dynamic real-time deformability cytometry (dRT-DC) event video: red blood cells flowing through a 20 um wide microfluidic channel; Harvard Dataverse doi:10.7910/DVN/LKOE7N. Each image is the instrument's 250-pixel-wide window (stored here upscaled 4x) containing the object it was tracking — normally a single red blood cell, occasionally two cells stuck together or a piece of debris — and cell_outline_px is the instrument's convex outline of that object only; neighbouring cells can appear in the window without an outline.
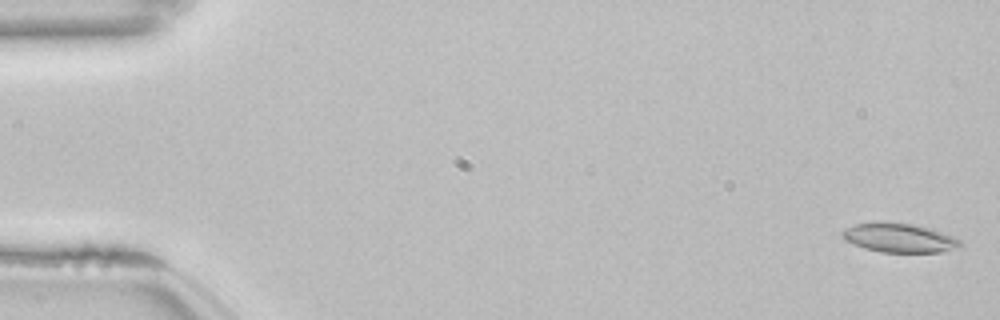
{"species": "common noctule bat (a hibernating species)", "species_latin": "Nyctalus noctula", "temperature_condition": "room temperature", "stored_images_in_passage": 54, "camera_frame_rate_fps": 3000, "um_per_image_px": 0.085, "animal": {"sex": "female", "body_mass_g": 22.7, "forearm_length_mm": 54.2}, "frame": {"image": 1, "passage_image": 2, "time_ms": 0.333, "image_size_px": [1000, 320], "cell_outline_px": [[964, 244], [960, 248], [940, 252], [880, 252], [864, 248], [844, 240], [840, 236], [840, 232], [844, 228], [852, 224], [880, 220], [916, 224], [932, 228], [952, 236], [960, 240]], "centroid_in_image_um": [76.4, 20.19], "position_along_channel_um": 8.6, "area_um2": 20.75}}
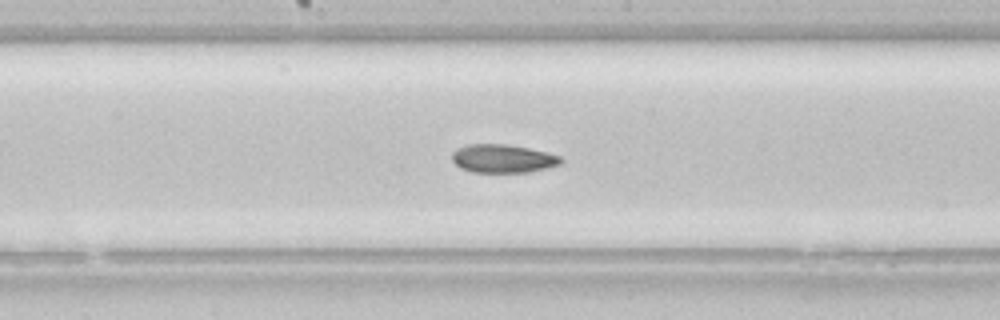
{"frame": {"image": 2, "passage_image": 29, "time_ms": 9.333, "image_size_px": [1000, 320], "cell_outline_px": [[564, 160], [560, 164], [548, 168], [528, 172], [472, 172], [460, 168], [452, 160], [452, 152], [456, 148], [468, 144], [504, 144], [528, 148], [548, 152], [560, 156]], "centroid_in_image_um": [42.74, 13.48], "position_along_channel_um": 205.5, "area_um2": 18.09}}
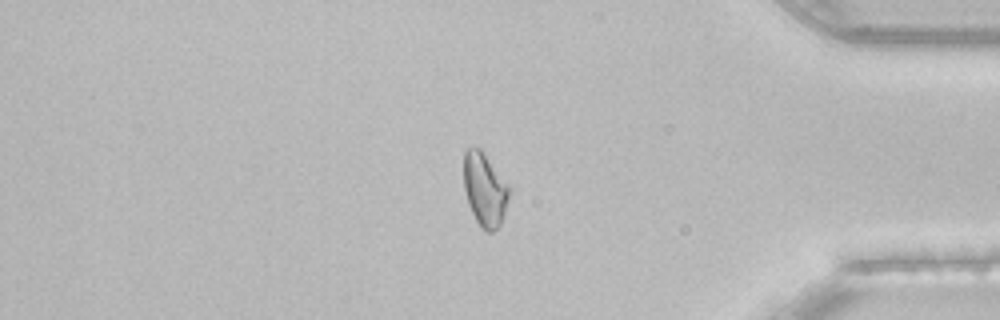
{"frame": {"image": 3, "passage_image": 46, "time_ms": 15.0, "image_size_px": [1000, 320], "cell_outline_px": [[512, 188], [500, 224], [492, 232], [488, 232], [480, 228], [468, 204], [464, 188], [464, 152], [468, 148], [480, 148]], "centroid_in_image_um": [41.21, 16.11], "position_along_channel_um": 394.0, "area_um2": 19.42}, "authors_computed_cell_mechanics": {"area_um2": 19.7098, "velocity_mm_per_s": 3.8404, "shape_relaxation_time_tau1_ms": null, "shape_relaxation_time_tau2_ms": 3.7557, "deformation_change_tau1": null, "deformation_change_tau2": 0.0967}}